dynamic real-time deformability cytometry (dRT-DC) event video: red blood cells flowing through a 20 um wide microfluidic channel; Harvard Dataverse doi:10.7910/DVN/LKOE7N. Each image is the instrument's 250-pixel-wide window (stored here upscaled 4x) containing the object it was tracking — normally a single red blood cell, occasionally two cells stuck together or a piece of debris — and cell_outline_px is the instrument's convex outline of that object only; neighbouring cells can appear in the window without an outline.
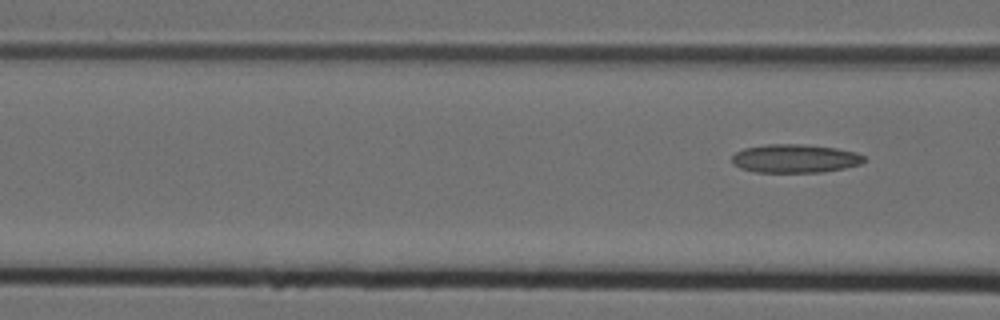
{"species": "Egyptian fruit bat (a non-hibernating species)", "species_latin": "Rousettus aegyptiacus", "temperature_condition": "cold", "stored_images_in_passage": 4, "segment_of_instrument_passage": [2, 2], "camera_frame_rate_fps": 3000, "um_per_image_px": 0.085, "animal": {"sex": "female"}, "frame": {"image": 1, "passage_image": 4, "time_ms": 1.0, "image_size_px": [1000, 320], "cell_outline_px": [[864, 160], [860, 164], [844, 168], [824, 172], [756, 172], [740, 168], [732, 164], [732, 156], [736, 152], [744, 148], [768, 144], [804, 144], [836, 148], [856, 152], [864, 156]], "centroid_in_image_um": [67.56, 13.47], "position_along_channel_um": 99.0, "area_um2": 21.96}}